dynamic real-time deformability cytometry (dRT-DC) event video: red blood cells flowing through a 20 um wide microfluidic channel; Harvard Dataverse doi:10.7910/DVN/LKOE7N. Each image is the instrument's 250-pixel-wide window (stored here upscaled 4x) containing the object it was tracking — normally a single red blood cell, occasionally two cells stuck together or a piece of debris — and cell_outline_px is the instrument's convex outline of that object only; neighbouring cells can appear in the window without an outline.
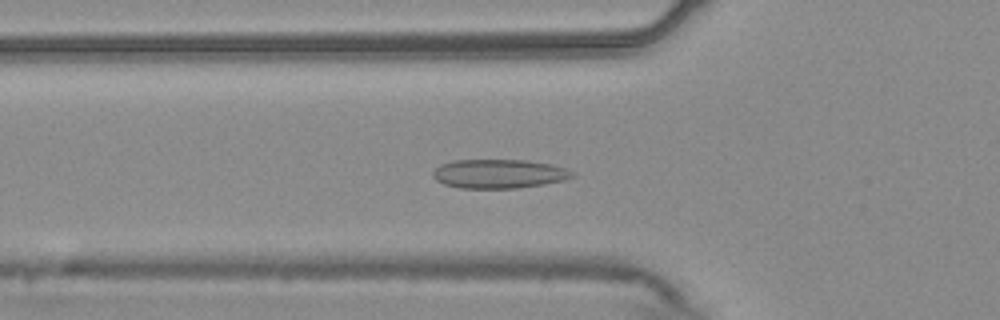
{"species": "common noctule bat (a hibernating species)", "species_latin": "Nyctalus noctula", "temperature_condition": "warm", "stored_images_in_passage": 53, "camera_frame_rate_fps": 3000, "um_per_image_px": 0.085, "animal": {"sex": "male", "body_mass_g": 20.4}, "frame": {"image": 1, "passage_image": 18, "time_ms": 5.667, "image_size_px": [1000, 320], "cell_outline_px": [[576, 176], [564, 180], [544, 184], [516, 188], [460, 188], [444, 184], [436, 180], [432, 176], [432, 172], [440, 164], [452, 160], [524, 160], [552, 164], [576, 172]], "centroid_in_image_um": [42.41, 14.77], "position_along_channel_um": 83.4, "area_um2": 23.7}}
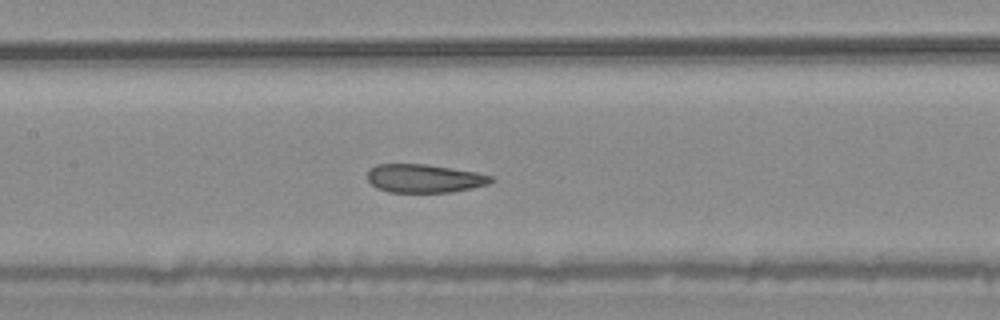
{"frame": {"image": 2, "passage_image": 25, "time_ms": 8.0, "image_size_px": [1000, 320], "cell_outline_px": [[496, 180], [488, 184], [472, 188], [452, 192], [388, 192], [376, 188], [368, 180], [368, 168], [376, 164], [424, 164], [476, 172], [496, 176]], "centroid_in_image_um": [36.09, 15.16], "position_along_channel_um": 171.3, "area_um2": 20.63}}
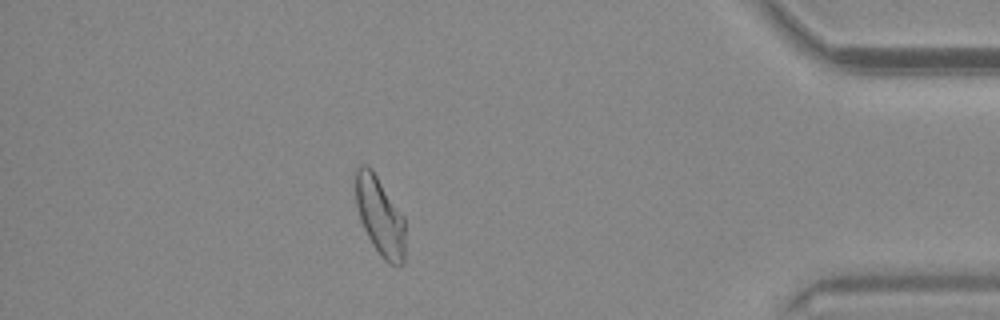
{"frame": {"image": 3, "passage_image": 47, "time_ms": 15.333, "image_size_px": [1000, 320], "cell_outline_px": [[404, 260], [400, 264], [388, 264], [380, 256], [372, 244], [360, 220], [356, 204], [356, 168], [360, 164], [364, 164], [376, 176], [404, 216]], "centroid_in_image_um": [32.29, 18.41], "position_along_channel_um": 402.9, "area_um2": 22.25}, "authors_computed_cell_mechanics": {"area_um2": 22.9466, "velocity_mm_per_s": 3.7375, "shape_relaxation_time_tau1_ms": 6.1155, "shape_relaxation_time_tau2_ms": 2.2906, "deformation_change_tau1": 0.112, "deformation_change_tau2": 0.0724}}